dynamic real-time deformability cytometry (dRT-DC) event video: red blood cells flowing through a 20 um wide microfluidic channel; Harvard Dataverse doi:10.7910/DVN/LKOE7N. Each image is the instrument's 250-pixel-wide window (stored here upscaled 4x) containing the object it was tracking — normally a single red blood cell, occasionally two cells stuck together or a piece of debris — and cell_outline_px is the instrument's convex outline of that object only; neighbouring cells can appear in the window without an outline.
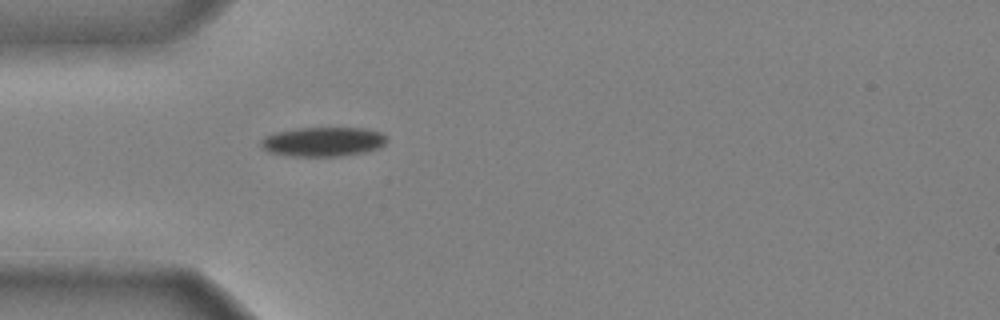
{"species": "common noctule bat (a hibernating species)", "species_latin": "Nyctalus noctula", "temperature_condition": "cold", "stored_images_in_passage": 32, "camera_frame_rate_fps": 3000, "um_per_image_px": 0.085, "animal": {"sex": "male", "body_mass_g": 20.4}, "frame": {"image": 1, "passage_image": 1, "time_ms": 0.0, "image_size_px": [1000, 320], "cell_outline_px": [[388, 140], [384, 144], [376, 148], [364, 152], [340, 156], [288, 156], [268, 152], [260, 148], [260, 140], [264, 136], [276, 132], [296, 128], [364, 128], [380, 132], [388, 136]], "centroid_in_image_um": [27.41, 12.04], "position_along_channel_um": 57.6, "area_um2": 21.73}}
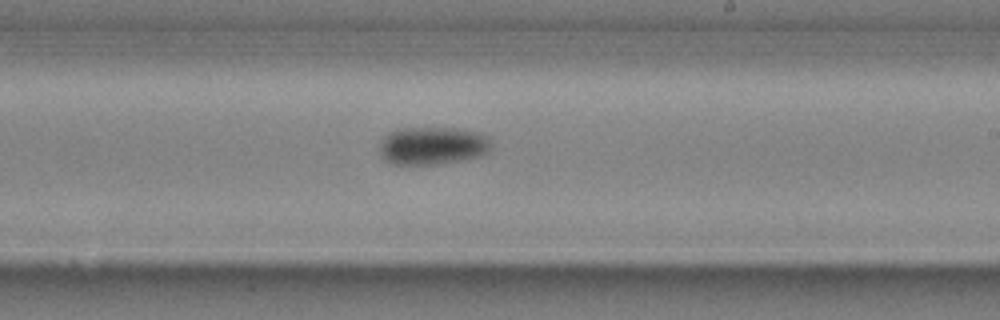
{"frame": {"image": 2, "passage_image": 16, "time_ms": 5.0, "image_size_px": [1000, 320], "cell_outline_px": [[492, 152], [484, 156], [436, 164], [392, 164], [384, 160], [380, 156], [380, 140], [388, 132], [396, 128], [460, 128], [484, 132], [488, 136], [492, 144]], "centroid_in_image_um": [36.82, 12.37], "position_along_channel_um": 252.2, "area_um2": 25.43}}
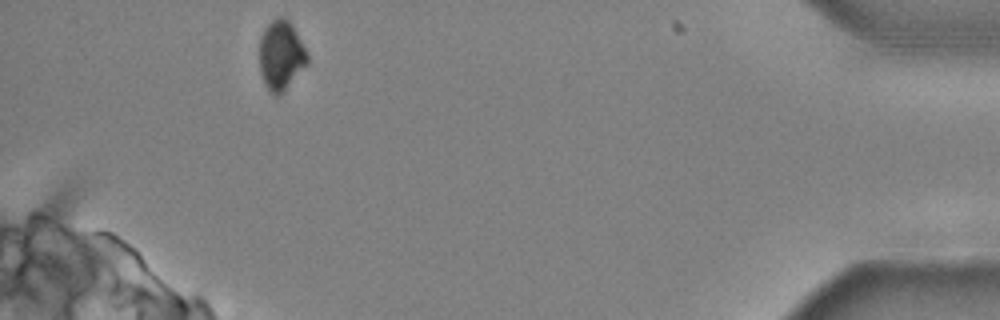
{"frame": {"image": 3, "passage_image": 32, "time_ms": 10.333, "image_size_px": [1000, 320], "cell_outline_px": [[308, 64], [284, 92], [276, 96], [268, 92], [264, 84], [260, 72], [260, 36], [264, 28], [276, 16], [284, 16], [288, 20], [308, 52]], "centroid_in_image_um": [23.88, 4.73], "position_along_channel_um": 411.3, "area_um2": 19.71}, "authors_computed_cell_mechanics": {"area_um2": 23.3801, "velocity_mm_per_s": 3.9758, "shape_relaxation_time_tau1_ms": 1.9485, "shape_relaxation_time_tau2_ms": null, "deformation_change_tau1": 0.1016, "deformation_change_tau2": null}}